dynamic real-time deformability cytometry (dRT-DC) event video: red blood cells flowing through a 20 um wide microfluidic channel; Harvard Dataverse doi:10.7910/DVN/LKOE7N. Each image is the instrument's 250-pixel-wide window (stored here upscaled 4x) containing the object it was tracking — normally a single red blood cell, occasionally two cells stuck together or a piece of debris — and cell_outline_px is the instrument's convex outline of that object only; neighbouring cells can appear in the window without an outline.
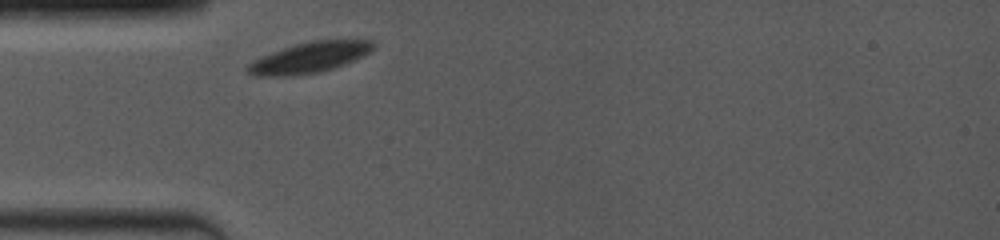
{"species": "common noctule bat (a hibernating species)", "species_latin": "Nyctalus noctula", "temperature_condition": "room temperature", "stored_images_in_passage": 1, "camera_frame_rate_fps": 4000, "um_per_image_px": 0.085, "animal": {"sex": "female", "body_mass_g": 19.0, "forearm_length_mm": 53.3}, "frame": {"image": 1, "passage_image": 1, "time_ms": 0.0, "image_size_px": [1000, 240], "cell_outline_px": [[376, 44], [364, 56], [344, 64], [320, 72], [292, 76], [256, 76], [248, 72], [244, 68], [248, 64], [272, 52], [296, 44], [312, 40], [372, 40]], "centroid_in_image_um": [26.31, 4.89], "position_along_channel_um": 58.7, "area_um2": 22.14}}